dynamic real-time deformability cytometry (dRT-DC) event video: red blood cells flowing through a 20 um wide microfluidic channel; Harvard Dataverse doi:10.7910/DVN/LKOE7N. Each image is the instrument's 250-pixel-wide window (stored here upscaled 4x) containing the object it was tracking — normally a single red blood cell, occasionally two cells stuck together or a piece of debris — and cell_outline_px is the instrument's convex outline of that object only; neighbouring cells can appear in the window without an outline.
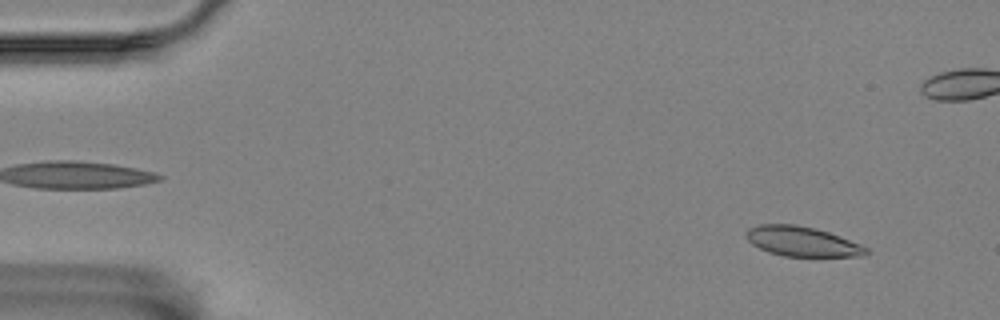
{"species": "Egyptian fruit bat (a non-hibernating species)", "species_latin": "Rousettus aegyptiacus", "temperature_condition": "room temperature", "stored_images_in_passage": 8, "camera_frame_rate_fps": 3000, "um_per_image_px": 0.085, "animal": {"sex": "female"}, "frame": {"image": 1, "passage_image": 1, "time_ms": 0.0, "image_size_px": [1000, 320], "cell_outline_px": [[868, 252], [864, 256], [784, 256], [768, 252], [752, 244], [748, 240], [748, 228], [760, 224], [796, 224], [828, 232], [840, 236], [860, 244], [868, 248]], "centroid_in_image_um": [68.19, 20.52], "position_along_channel_um": 16.8, "area_um2": 20.58}}
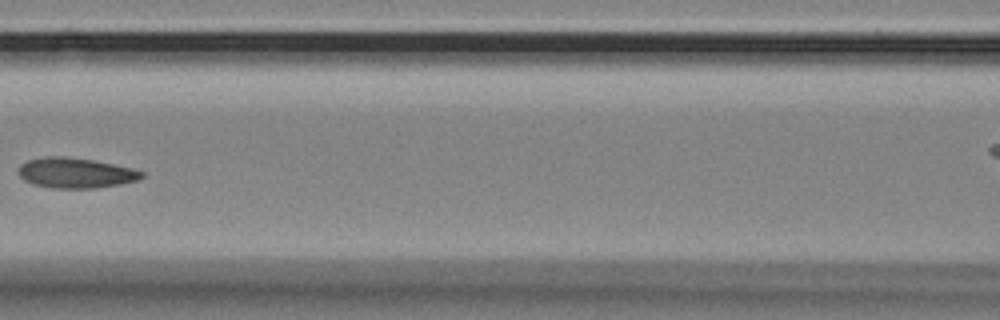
{"frame": {"image": 2, "passage_image": 7, "time_ms": 7.0, "image_size_px": [1000, 320], "cell_outline_px": [[144, 176], [140, 180], [120, 184], [96, 188], [52, 188], [32, 184], [24, 180], [20, 176], [20, 164], [28, 160], [48, 156], [64, 156], [92, 160], [132, 168], [144, 172]], "centroid_in_image_um": [6.45, 14.7], "position_along_channel_um": 160.2, "area_um2": 21.68}}